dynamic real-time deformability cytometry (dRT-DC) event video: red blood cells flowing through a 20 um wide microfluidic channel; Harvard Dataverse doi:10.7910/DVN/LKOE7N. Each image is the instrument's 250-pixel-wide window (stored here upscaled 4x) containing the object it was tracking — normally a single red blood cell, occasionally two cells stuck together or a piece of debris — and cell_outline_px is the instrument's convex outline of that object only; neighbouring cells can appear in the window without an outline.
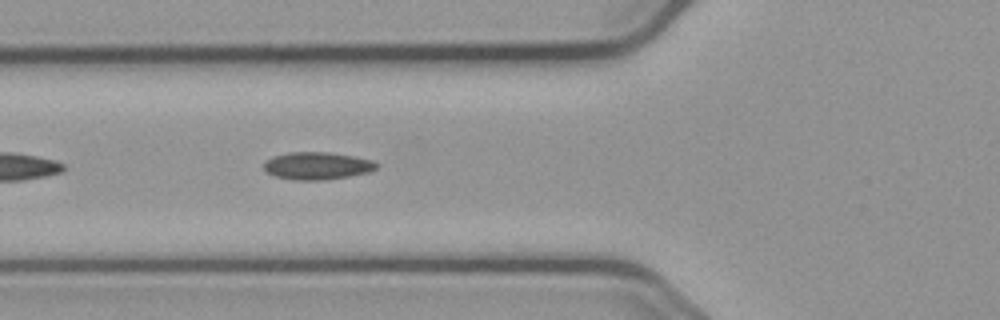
{"species": "common noctule bat (a hibernating species)", "species_latin": "Nyctalus noctula", "temperature_condition": "cold", "stored_images_in_passage": 8, "camera_frame_rate_fps": 3000, "um_per_image_px": 0.085, "animal": {"sex": "male", "body_mass_g": 23.1, "forearm_length_mm": 52.7}, "frame": {"image": 1, "passage_image": 5, "time_ms": 1.333, "image_size_px": [1000, 320], "cell_outline_px": [[380, 164], [376, 168], [368, 172], [348, 176], [324, 180], [292, 180], [276, 176], [264, 172], [264, 164], [272, 156], [288, 152], [328, 152], [352, 156], [372, 160]], "centroid_in_image_um": [26.93, 14.09], "position_along_channel_um": 98.9, "area_um2": 18.03}}